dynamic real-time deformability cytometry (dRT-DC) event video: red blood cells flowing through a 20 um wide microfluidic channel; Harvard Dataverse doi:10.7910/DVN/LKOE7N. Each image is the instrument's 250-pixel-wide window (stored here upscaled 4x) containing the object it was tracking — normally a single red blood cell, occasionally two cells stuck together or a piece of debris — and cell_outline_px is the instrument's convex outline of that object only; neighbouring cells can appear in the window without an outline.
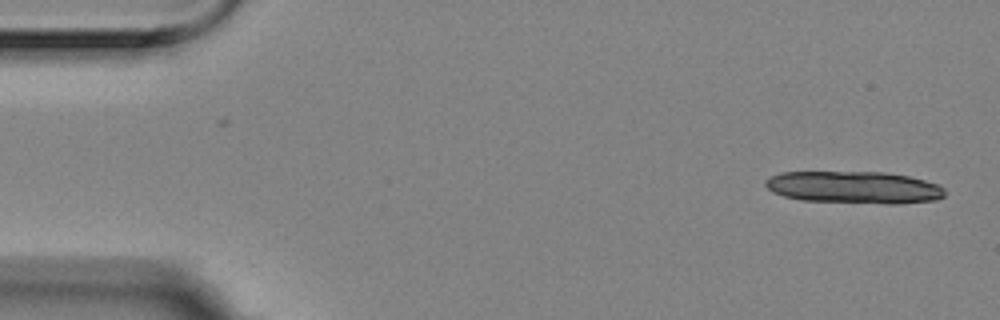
{"species": "Egyptian fruit bat (a non-hibernating species)", "species_latin": "Rousettus aegyptiacus", "temperature_condition": "room temperature", "stored_images_in_passage": 5, "segment_of_instrument_passage": [1, 2], "camera_frame_rate_fps": 3000, "um_per_image_px": 0.085, "animal": {"sex": "female"}, "frame": {"image": 1, "passage_image": 1, "time_ms": 0.0, "image_size_px": [1000, 320], "cell_outline_px": [[944, 196], [936, 200], [896, 204], [888, 204], [800, 200], [784, 196], [772, 192], [764, 184], [764, 180], [768, 176], [780, 172], [884, 172], [908, 176], [940, 184], [944, 188]], "centroid_in_image_um": [72.58, 15.92], "position_along_channel_um": 12.4, "area_um2": 33.99}}